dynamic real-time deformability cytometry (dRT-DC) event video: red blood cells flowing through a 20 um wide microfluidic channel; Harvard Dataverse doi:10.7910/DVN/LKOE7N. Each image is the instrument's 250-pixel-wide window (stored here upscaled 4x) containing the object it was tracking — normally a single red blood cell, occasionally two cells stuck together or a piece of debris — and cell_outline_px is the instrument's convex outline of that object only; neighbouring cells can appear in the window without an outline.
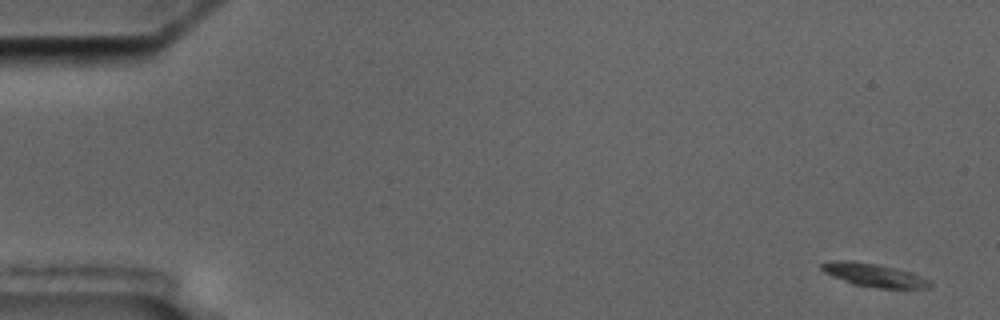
{"species": "common noctule bat (a hibernating species)", "species_latin": "Nyctalus noctula", "temperature_condition": "cold", "stored_images_in_passage": 9, "camera_frame_rate_fps": 3000, "um_per_image_px": 0.085, "animal": {"sex": "male", "body_mass_g": 17.5, "forearm_length_mm": 52.3}, "frame": {"image": 1, "passage_image": 1, "time_ms": 0.0, "image_size_px": [1000, 320], "cell_outline_px": [[932, 284], [928, 288], [876, 288], [852, 284], [832, 276], [824, 272], [820, 268], [820, 264], [828, 260], [852, 260], [876, 264], [908, 272], [932, 280]], "centroid_in_image_um": [74.23, 23.38], "position_along_channel_um": 10.8, "area_um2": 14.68}}
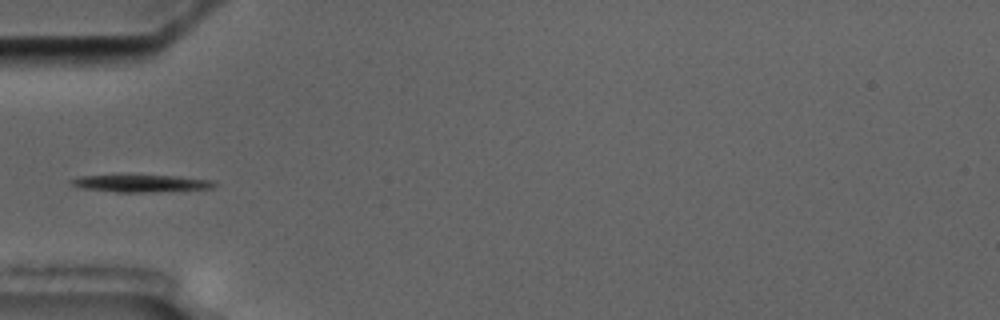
{"frame": {"image": 2, "passage_image": 6, "time_ms": 5.667, "image_size_px": [1000, 320], "cell_outline_px": [[216, 184], [212, 188], [152, 192], [116, 192], [76, 188], [68, 180], [76, 176], [180, 176], [212, 180]], "centroid_in_image_um": [11.92, 15.6], "position_along_channel_um": 73.1, "area_um2": 14.28}}
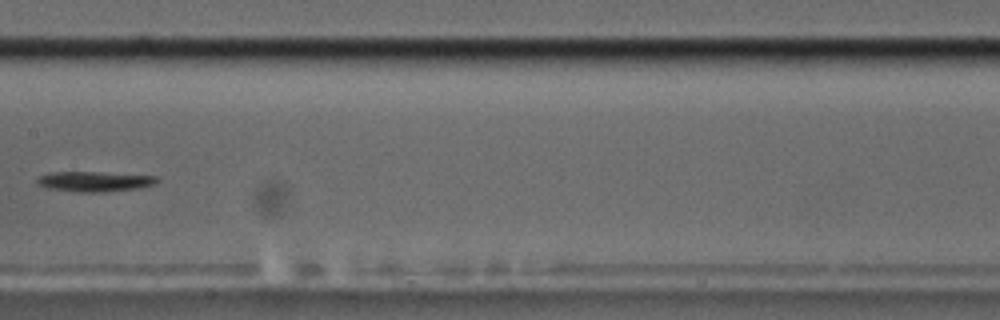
{"frame": {"image": 3, "passage_image": 9, "time_ms": 9.333, "image_size_px": [1000, 320], "cell_outline_px": [[160, 180], [156, 184], [140, 188], [104, 192], [76, 192], [48, 188], [40, 184], [36, 180], [40, 176], [48, 172], [100, 172], [156, 176]], "centroid_in_image_um": [8.08, 15.42], "position_along_channel_um": 199.3, "area_um2": 14.1}}